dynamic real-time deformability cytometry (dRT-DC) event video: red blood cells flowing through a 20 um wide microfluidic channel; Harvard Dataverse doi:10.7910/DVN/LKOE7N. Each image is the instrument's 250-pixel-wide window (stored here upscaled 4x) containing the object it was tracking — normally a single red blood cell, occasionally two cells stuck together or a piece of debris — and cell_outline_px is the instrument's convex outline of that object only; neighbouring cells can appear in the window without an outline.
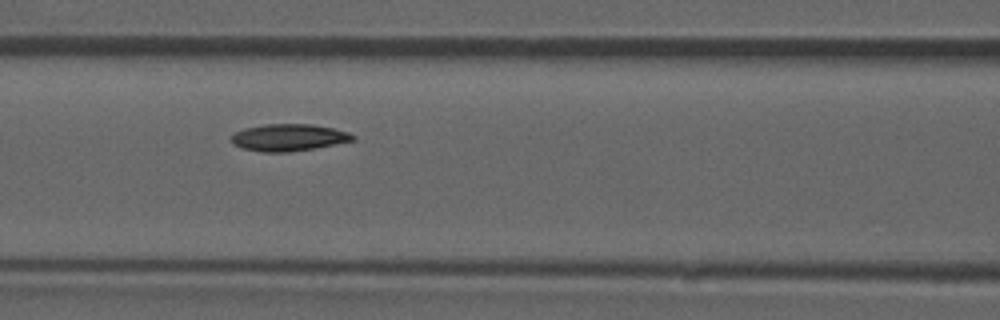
{"species": "common noctule bat (a hibernating species)", "species_latin": "Nyctalus noctula", "temperature_condition": "room temperature", "stored_images_in_passage": 53, "camera_frame_rate_fps": 3000, "um_per_image_px": 0.085, "animal": {"sex": "male", "forearm_length_mm": 52.5}, "frame": {"image": 1, "passage_image": 23, "time_ms": 7.333, "image_size_px": [1000, 320], "cell_outline_px": [[356, 140], [312, 148], [288, 152], [260, 152], [244, 148], [232, 144], [232, 136], [236, 132], [244, 128], [268, 124], [312, 124], [332, 128], [348, 132], [356, 136]], "centroid_in_image_um": [24.54, 11.68], "position_along_channel_um": 142.1, "area_um2": 18.9}, "authors_computed_cell_mechanics": {"area_um2": 18.785, "velocity_mm_per_s": 3.8275, "shape_relaxation_time_tau1_ms": 4.3062, "shape_relaxation_time_tau2_ms": null, "deformation_change_tau1": 0.113, "deformation_change_tau2": null}}